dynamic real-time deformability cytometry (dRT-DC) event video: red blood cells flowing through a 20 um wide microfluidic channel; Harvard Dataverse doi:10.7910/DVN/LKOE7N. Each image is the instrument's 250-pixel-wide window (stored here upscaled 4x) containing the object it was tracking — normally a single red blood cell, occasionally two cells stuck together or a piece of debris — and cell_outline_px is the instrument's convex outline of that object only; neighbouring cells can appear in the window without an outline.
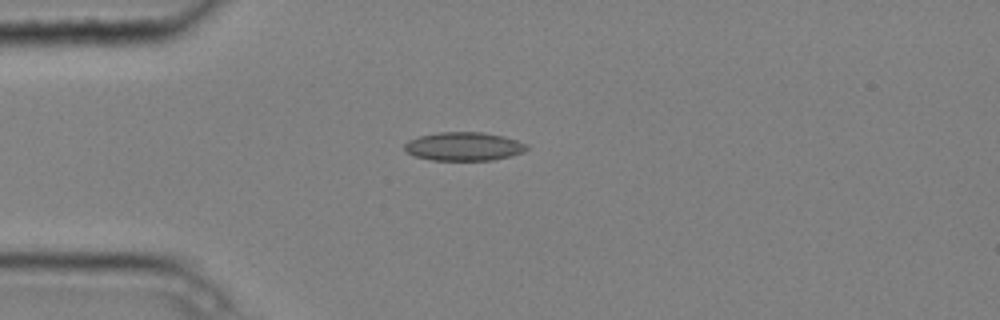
{"species": "common noctule bat (a hibernating species)", "species_latin": "Nyctalus noctula", "temperature_condition": "cold", "stored_images_in_passage": 6, "camera_frame_rate_fps": 3000, "um_per_image_px": 0.085, "animal": {"sex": "male", "body_mass_g": 20.4}, "frame": {"image": 1, "passage_image": 4, "time_ms": 1.0, "image_size_px": [1000, 320], "cell_outline_px": [[528, 148], [524, 152], [512, 156], [492, 160], [432, 160], [416, 156], [408, 152], [404, 148], [404, 144], [408, 140], [420, 136], [436, 132], [484, 132], [504, 136], [528, 144]], "centroid_in_image_um": [39.46, 12.44], "position_along_channel_um": 45.5, "area_um2": 20.4}}
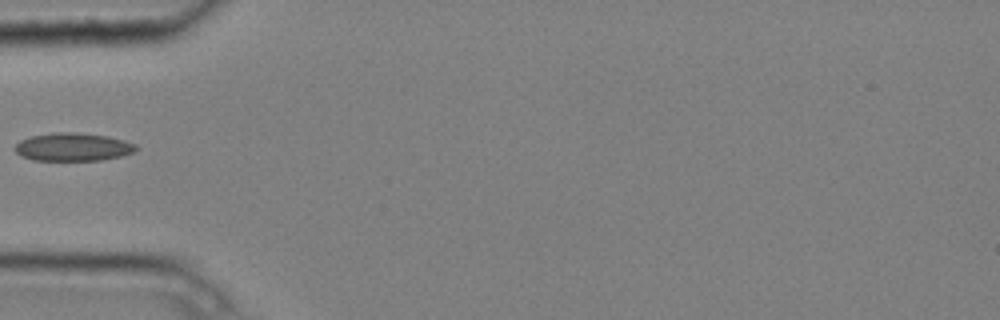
{"frame": {"image": 2, "passage_image": 5, "time_ms": 1.333, "image_size_px": [1000, 320], "cell_outline_px": [[140, 148], [136, 152], [120, 156], [100, 160], [32, 160], [20, 156], [12, 148], [20, 140], [32, 136], [52, 132], [76, 132], [108, 136], [124, 140], [136, 144]], "centroid_in_image_um": [6.21, 12.49], "position_along_channel_um": 78.8, "area_um2": 20.06}}
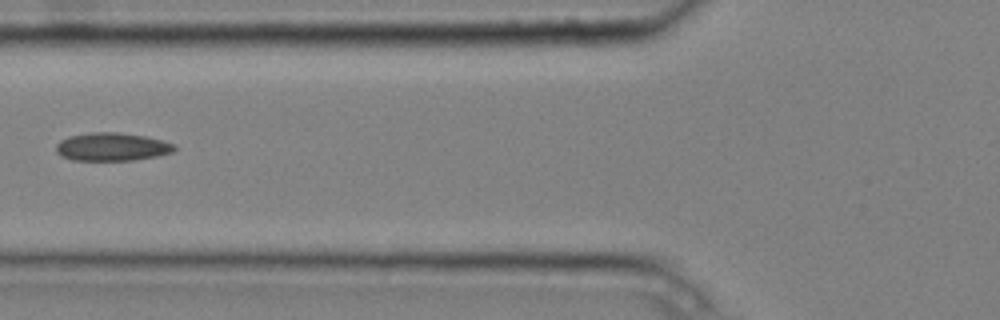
{"frame": {"image": 3, "passage_image": 6, "time_ms": 1.667, "image_size_px": [1000, 320], "cell_outline_px": [[176, 148], [172, 152], [156, 156], [132, 160], [72, 160], [60, 156], [56, 152], [56, 144], [60, 140], [68, 136], [92, 132], [116, 132], [144, 136], [176, 144]], "centroid_in_image_um": [9.48, 12.48], "position_along_channel_um": 116.3, "area_um2": 19.36}}